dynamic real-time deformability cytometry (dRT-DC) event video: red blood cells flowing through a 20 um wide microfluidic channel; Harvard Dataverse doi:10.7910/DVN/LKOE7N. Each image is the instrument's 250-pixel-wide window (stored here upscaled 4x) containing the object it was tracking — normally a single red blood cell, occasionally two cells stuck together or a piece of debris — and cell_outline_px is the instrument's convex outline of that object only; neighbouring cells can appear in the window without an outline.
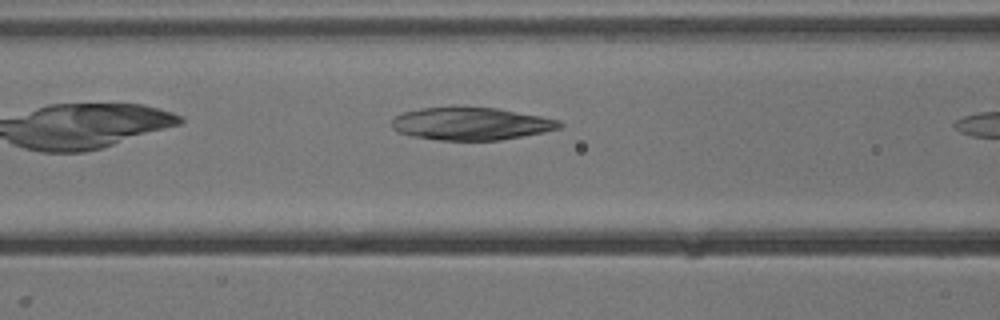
{"species": "common noctule bat (a hibernating species)", "species_latin": "Nyctalus noctula", "temperature_condition": "cold", "stored_images_in_passage": 10, "camera_frame_rate_fps": 3000, "um_per_image_px": 0.085, "animal": {"sex": "male", "body_mass_g": 13.3}, "frame": {"image": 1, "passage_image": 9, "time_ms": 2.667, "image_size_px": [1000, 320], "cell_outline_px": [[564, 124], [560, 128], [544, 132], [500, 140], [440, 140], [412, 136], [400, 132], [392, 128], [392, 120], [396, 116], [404, 112], [420, 108], [496, 108], [540, 116], [560, 120]], "centroid_in_image_um": [40.06, 10.53], "position_along_channel_um": 126.5, "area_um2": 31.44}}